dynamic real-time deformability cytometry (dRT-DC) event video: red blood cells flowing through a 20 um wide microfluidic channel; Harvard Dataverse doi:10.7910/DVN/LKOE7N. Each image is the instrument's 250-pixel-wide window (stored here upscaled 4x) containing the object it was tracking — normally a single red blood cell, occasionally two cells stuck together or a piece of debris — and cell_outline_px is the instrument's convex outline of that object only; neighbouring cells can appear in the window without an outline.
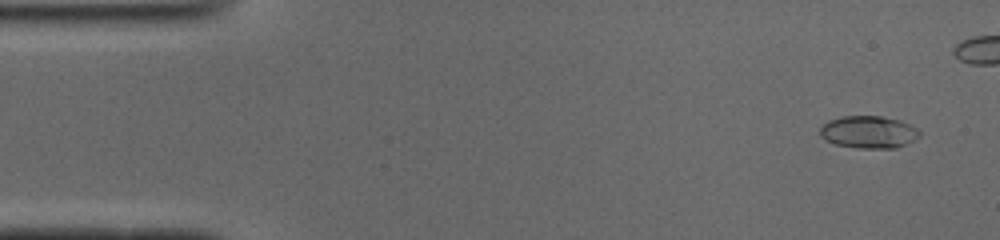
{"species": "common noctule bat (a hibernating species)", "species_latin": "Nyctalus noctula", "temperature_condition": "cold", "stored_images_in_passage": 41, "camera_frame_rate_fps": 3000, "um_per_image_px": 0.085, "animal": {"sex": "male", "body_mass_g": 19.0, "forearm_length_mm": 50.8}, "frame": {"image": 1, "passage_image": 3, "time_ms": 0.667, "image_size_px": [1000, 240], "cell_outline_px": [[920, 136], [896, 148], [856, 148], [836, 144], [824, 140], [820, 136], [820, 128], [828, 120], [844, 116], [880, 116], [900, 120], [916, 128], [920, 132]], "centroid_in_image_um": [73.8, 11.22], "position_along_channel_um": 11.2, "area_um2": 18.67}}
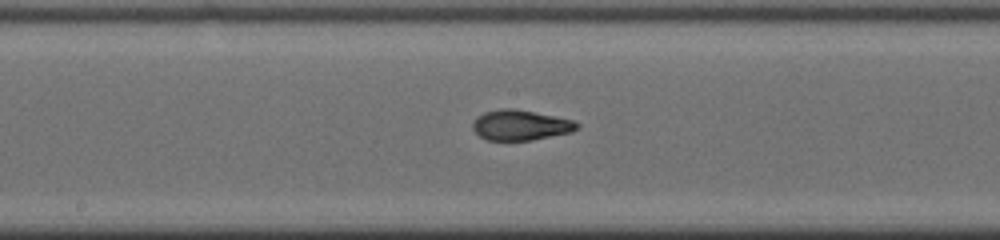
{"frame": {"image": 2, "passage_image": 26, "time_ms": 8.333, "image_size_px": [1000, 240], "cell_outline_px": [[580, 128], [572, 132], [532, 140], [488, 140], [480, 136], [472, 128], [472, 124], [476, 116], [484, 112], [504, 108], [512, 108], [572, 120], [580, 124]], "centroid_in_image_um": [44.23, 10.64], "position_along_channel_um": 204.0, "area_um2": 18.26}}
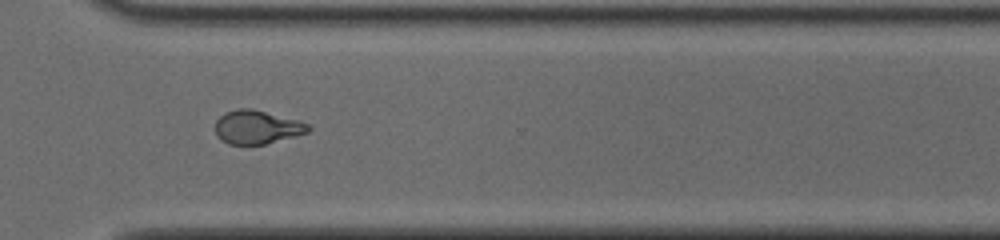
{"frame": {"image": 3, "passage_image": 37, "time_ms": 12.0, "image_size_px": [1000, 240], "cell_outline_px": [[312, 128], [308, 132], [264, 144], [228, 144], [220, 140], [216, 136], [216, 120], [224, 112], [240, 108], [252, 108], [296, 120], [308, 124]], "centroid_in_image_um": [21.8, 10.8], "position_along_channel_um": 348.8, "area_um2": 18.03}}